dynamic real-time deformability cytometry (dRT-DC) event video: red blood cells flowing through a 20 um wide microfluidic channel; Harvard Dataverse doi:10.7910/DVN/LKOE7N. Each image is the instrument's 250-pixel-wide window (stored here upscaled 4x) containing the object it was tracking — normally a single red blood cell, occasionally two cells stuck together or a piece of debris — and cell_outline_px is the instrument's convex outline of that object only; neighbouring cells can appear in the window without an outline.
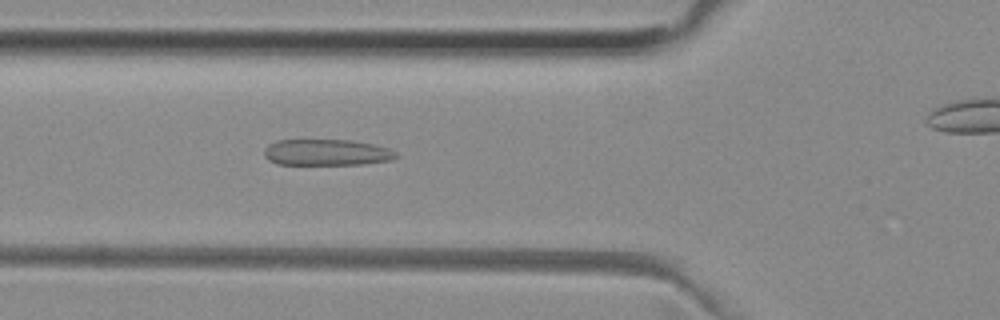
{"species": "common noctule bat (a hibernating species)", "species_latin": "Nyctalus noctula", "temperature_condition": "room temperature", "stored_images_in_passage": 30, "camera_frame_rate_fps": 3000, "um_per_image_px": 0.085, "animal": {"sex": "female", "body_mass_g": 29.2, "forearm_length_mm": 56.3}, "frame": {"image": 1, "passage_image": 6, "time_ms": 1.667, "image_size_px": [1000, 320], "cell_outline_px": [[400, 156], [392, 160], [364, 164], [276, 164], [268, 160], [264, 156], [264, 148], [268, 144], [276, 140], [352, 140], [372, 144], [388, 148], [396, 152]], "centroid_in_image_um": [27.76, 12.95], "position_along_channel_um": 98.0, "area_um2": 20.29}}
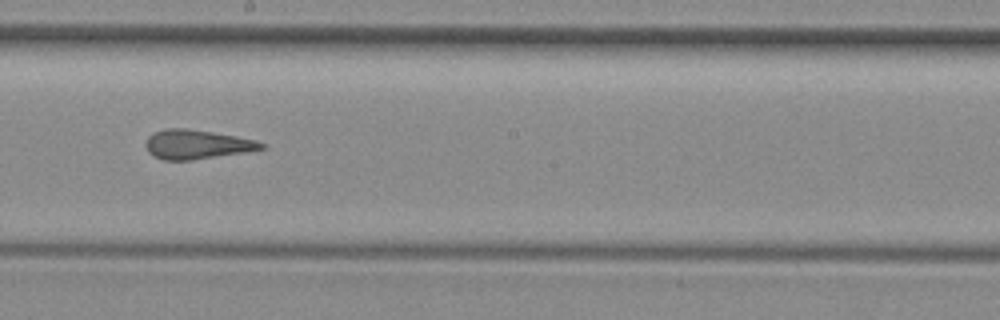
{"frame": {"image": 2, "passage_image": 16, "time_ms": 5.0, "image_size_px": [1000, 320], "cell_outline_px": [[264, 148], [244, 152], [192, 160], [164, 160], [152, 156], [148, 152], [144, 144], [148, 136], [164, 128], [184, 128], [212, 132], [236, 136], [256, 140], [264, 144]], "centroid_in_image_um": [16.67, 12.27], "position_along_channel_um": 231.5, "area_um2": 19.59}}
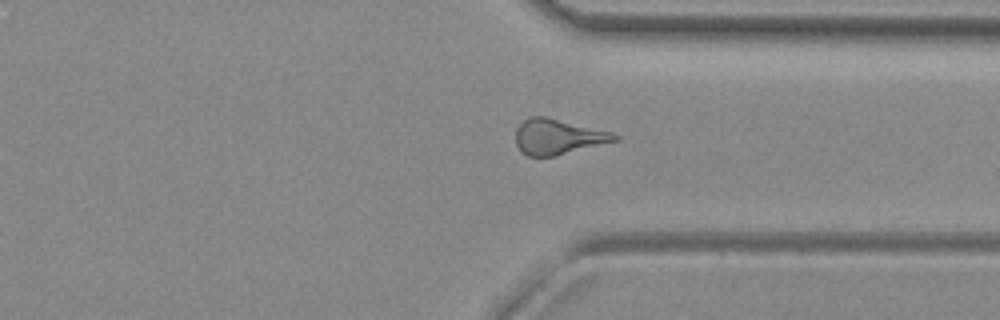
{"frame": {"image": 3, "passage_image": 26, "time_ms": 8.333, "image_size_px": [1000, 320], "cell_outline_px": [[620, 140], [556, 156], [528, 156], [520, 152], [516, 144], [516, 128], [524, 120], [532, 116], [544, 116], [612, 132], [620, 136]], "centroid_in_image_um": [47.44, 11.64], "position_along_channel_um": 364.0, "area_um2": 20.46}}